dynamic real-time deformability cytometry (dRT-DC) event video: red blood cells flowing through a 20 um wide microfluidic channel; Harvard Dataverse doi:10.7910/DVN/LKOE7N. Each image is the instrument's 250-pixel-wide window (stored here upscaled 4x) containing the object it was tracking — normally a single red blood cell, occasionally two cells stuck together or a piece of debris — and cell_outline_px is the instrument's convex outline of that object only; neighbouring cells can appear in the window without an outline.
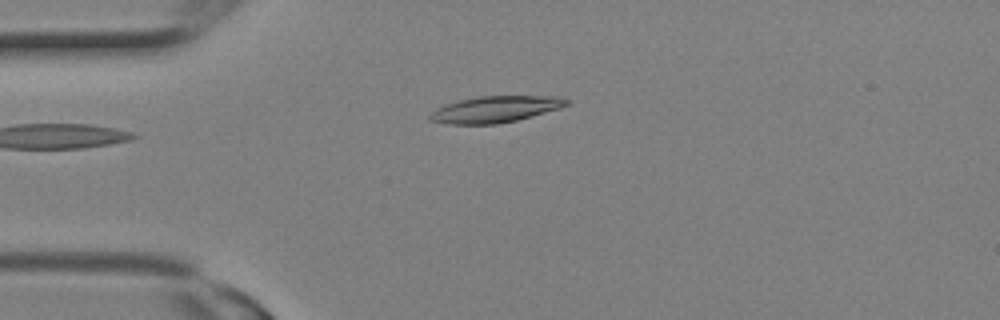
{"species": "Egyptian fruit bat (a non-hibernating species)", "species_latin": "Rousettus aegyptiacus", "temperature_condition": "room temperature", "stored_images_in_passage": 7, "camera_frame_rate_fps": 3000, "um_per_image_px": 0.085, "animal": {"sex": "female"}, "frame": {"image": 1, "passage_image": 7, "time_ms": 2.0, "image_size_px": [1000, 320], "cell_outline_px": [[568, 104], [560, 108], [516, 120], [496, 124], [448, 124], [428, 120], [428, 116], [436, 108], [460, 100], [480, 96], [556, 96], [568, 100]], "centroid_in_image_um": [42.07, 9.29], "position_along_channel_um": 42.9, "area_um2": 20.75}}